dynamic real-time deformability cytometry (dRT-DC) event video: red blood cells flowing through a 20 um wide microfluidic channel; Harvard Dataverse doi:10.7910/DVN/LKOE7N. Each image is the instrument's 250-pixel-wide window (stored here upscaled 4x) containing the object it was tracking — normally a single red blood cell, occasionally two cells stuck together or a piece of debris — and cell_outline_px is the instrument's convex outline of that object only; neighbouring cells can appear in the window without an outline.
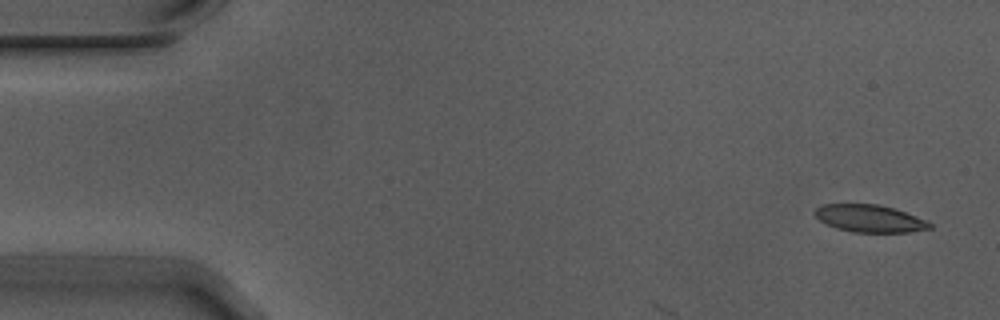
{"species": "Egyptian fruit bat (a non-hibernating species)", "species_latin": "Rousettus aegyptiacus", "temperature_condition": "warm", "stored_images_in_passage": 4, "camera_frame_rate_fps": 3000, "um_per_image_px": 0.085, "animal": {"sex": "male"}, "frame": {"image": 1, "passage_image": 1, "time_ms": 0.0, "image_size_px": [1000, 320], "cell_outline_px": [[932, 228], [908, 232], [852, 232], [836, 228], [820, 220], [816, 216], [816, 208], [824, 204], [880, 204], [916, 216], [932, 224]], "centroid_in_image_um": [73.92, 18.57], "position_along_channel_um": 11.1, "area_um2": 18.03}}
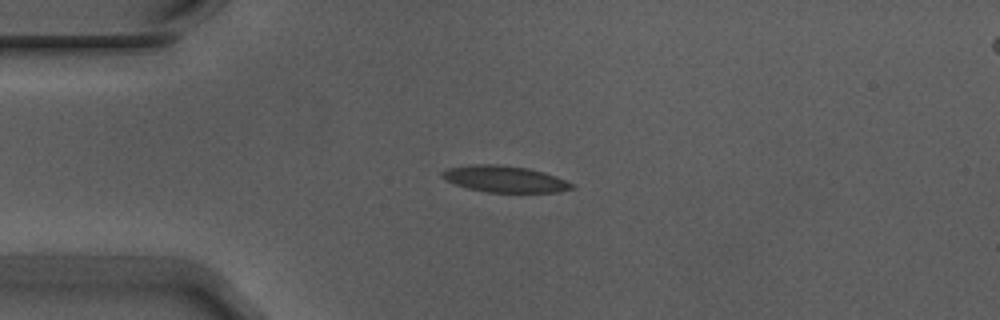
{"frame": {"image": 2, "passage_image": 4, "time_ms": 1.0, "image_size_px": [1000, 320], "cell_outline_px": [[572, 188], [556, 192], [488, 192], [468, 188], [456, 184], [440, 176], [440, 172], [448, 168], [476, 164], [500, 164], [528, 168], [556, 176], [572, 184]], "centroid_in_image_um": [42.86, 15.21], "position_along_channel_um": 42.1, "area_um2": 19.65}}